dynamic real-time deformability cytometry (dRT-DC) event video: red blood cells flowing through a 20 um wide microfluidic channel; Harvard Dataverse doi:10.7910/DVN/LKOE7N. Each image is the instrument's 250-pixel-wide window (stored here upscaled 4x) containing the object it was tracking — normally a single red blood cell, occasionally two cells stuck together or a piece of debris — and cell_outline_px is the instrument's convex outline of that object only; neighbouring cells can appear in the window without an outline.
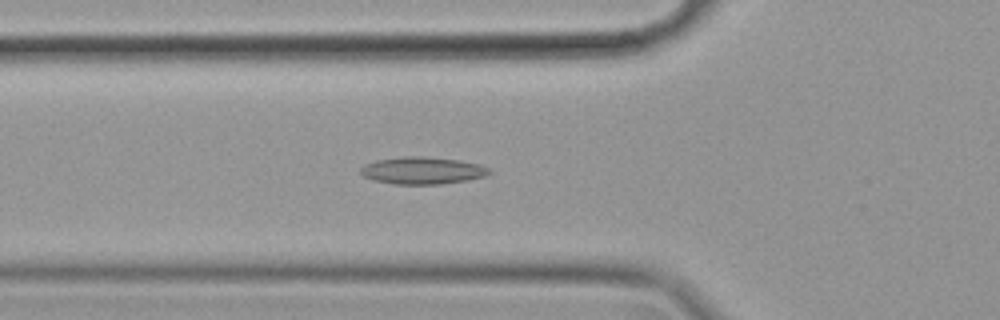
{"species": "common noctule bat (a hibernating species)", "species_latin": "Nyctalus noctula", "temperature_condition": "cold", "stored_images_in_passage": 44, "camera_frame_rate_fps": 3000, "um_per_image_px": 0.085, "animal": {"sex": "female", "body_mass_g": 19.9}, "frame": {"image": 1, "passage_image": 10, "time_ms": 3.0, "image_size_px": [1000, 320], "cell_outline_px": [[492, 172], [484, 176], [468, 180], [440, 184], [392, 184], [376, 180], [364, 176], [360, 172], [360, 168], [364, 164], [376, 160], [404, 156], [424, 156], [460, 160], [480, 164], [488, 168]], "centroid_in_image_um": [35.91, 14.48], "position_along_channel_um": 89.9, "area_um2": 20.4}}
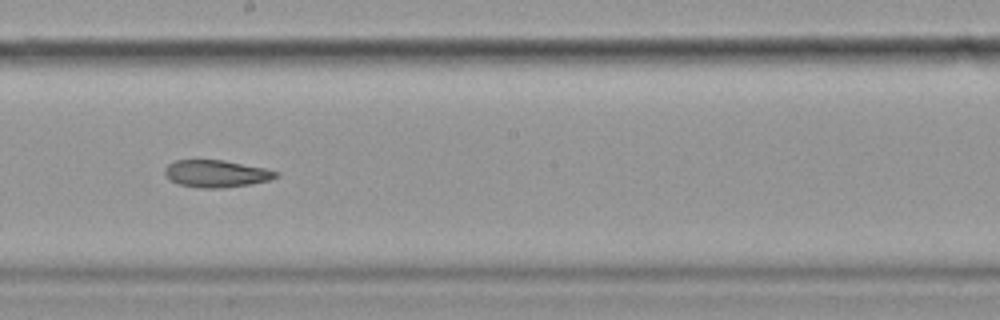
{"frame": {"image": 2, "passage_image": 22, "time_ms": 7.0, "image_size_px": [1000, 320], "cell_outline_px": [[280, 176], [272, 180], [224, 188], [200, 188], [176, 184], [164, 172], [164, 168], [168, 164], [176, 160], [224, 160], [264, 168], [280, 172]], "centroid_in_image_um": [18.41, 14.76], "position_along_channel_um": 229.8, "area_um2": 17.69}}
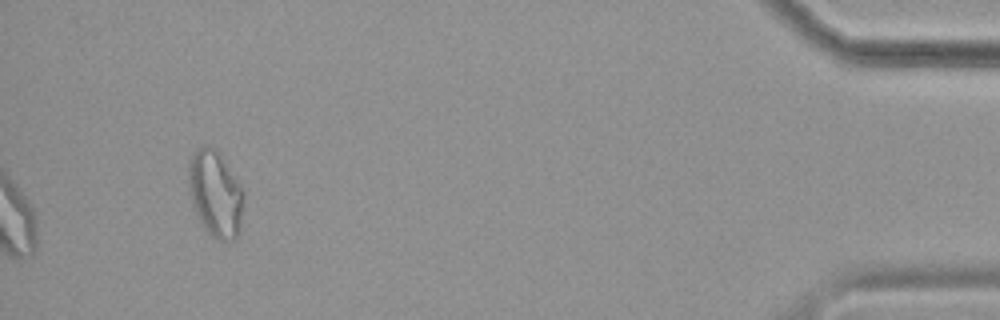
{"frame": {"image": 3, "passage_image": 44, "time_ms": 14.333, "image_size_px": [1000, 320], "cell_outline_px": [[244, 196], [240, 232], [232, 240], [216, 240], [200, 224], [192, 204], [188, 192], [188, 164], [192, 152], [200, 148], [216, 148], [240, 188]], "centroid_in_image_um": [18.26, 16.52], "position_along_channel_um": 416.9, "area_um2": 27.46}}